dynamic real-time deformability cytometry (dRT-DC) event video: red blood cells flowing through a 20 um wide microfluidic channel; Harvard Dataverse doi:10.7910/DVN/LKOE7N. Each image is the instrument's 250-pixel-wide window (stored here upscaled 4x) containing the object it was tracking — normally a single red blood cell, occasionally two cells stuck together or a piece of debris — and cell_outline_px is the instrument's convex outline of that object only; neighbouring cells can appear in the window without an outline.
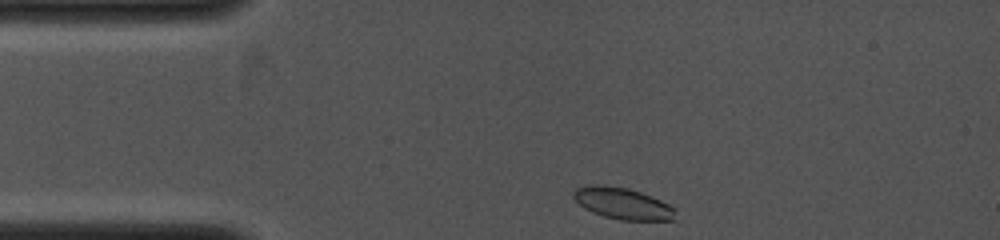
{"species": "common noctule bat (a hibernating species)", "species_latin": "Nyctalus noctula", "temperature_condition": "cold", "stored_images_in_passage": 21, "camera_frame_rate_fps": 4000, "um_per_image_px": 0.085, "animal": {"sex": "female", "body_mass_g": 19.0, "forearm_length_mm": 53.3}, "frame": {"image": 1, "passage_image": 1, "time_ms": 0.0, "image_size_px": [1000, 240], "cell_outline_px": [[676, 220], [620, 220], [604, 216], [592, 212], [584, 208], [572, 196], [572, 192], [576, 188], [592, 184], [600, 184], [628, 188], [640, 192], [660, 200], [676, 208]], "centroid_in_image_um": [52.93, 17.29], "position_along_channel_um": 32.1, "area_um2": 18.79}}
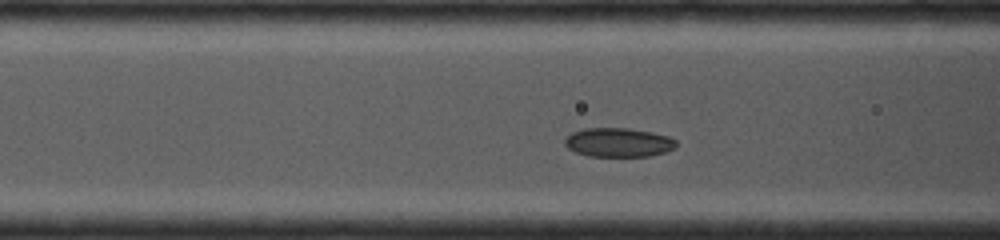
{"frame": {"image": 2, "passage_image": 13, "time_ms": 2.5, "image_size_px": [1000, 240], "cell_outline_px": [[676, 144], [672, 148], [664, 152], [648, 156], [588, 156], [576, 152], [568, 148], [564, 144], [564, 140], [572, 132], [584, 128], [628, 128], [652, 132], [668, 136], [676, 140]], "centroid_in_image_um": [52.53, 12.1], "position_along_channel_um": 114.1, "area_um2": 18.73}}
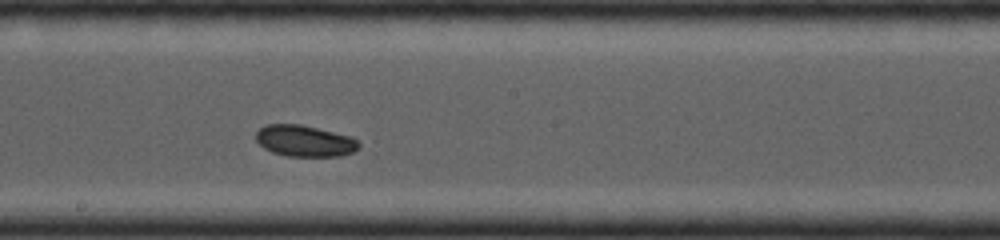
{"frame": {"image": 3, "passage_image": 21, "time_ms": 4.75, "image_size_px": [1000, 240], "cell_outline_px": [[360, 148], [352, 152], [340, 156], [288, 156], [272, 152], [264, 148], [256, 140], [256, 132], [264, 124], [300, 124], [352, 136], [360, 144]], "centroid_in_image_um": [25.9, 11.97], "position_along_channel_um": 222.3, "area_um2": 18.84}}